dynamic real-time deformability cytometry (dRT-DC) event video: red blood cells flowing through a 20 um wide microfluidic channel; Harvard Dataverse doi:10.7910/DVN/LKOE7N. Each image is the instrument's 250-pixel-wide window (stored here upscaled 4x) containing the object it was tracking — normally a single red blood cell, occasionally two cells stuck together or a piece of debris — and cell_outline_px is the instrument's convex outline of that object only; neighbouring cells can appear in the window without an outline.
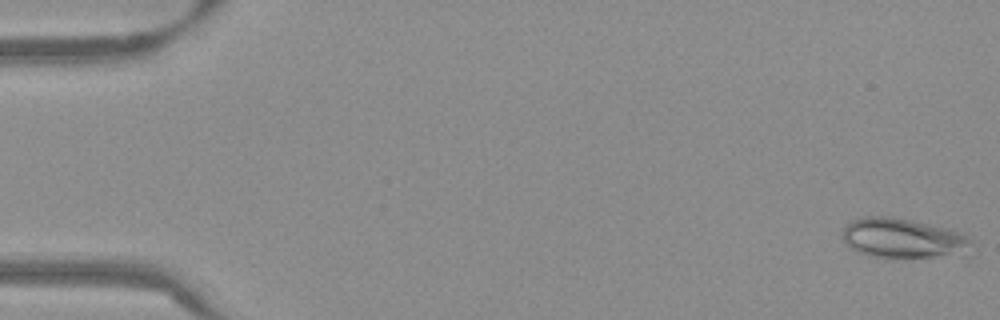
{"species": "Egyptian fruit bat (a non-hibernating species)", "species_latin": "Rousettus aegyptiacus", "temperature_condition": "warm", "stored_images_in_passage": 53, "camera_frame_rate_fps": 3000, "um_per_image_px": 0.085, "frame": {"image": 1, "passage_image": 1, "time_ms": 0.0, "image_size_px": [1000, 320], "cell_outline_px": [[972, 256], [872, 256], [856, 252], [848, 248], [844, 240], [844, 228], [852, 220], [868, 216], [892, 216], [912, 220], [948, 228], [964, 232], [972, 240]], "centroid_in_image_um": [76.88, 20.25], "position_along_channel_um": 8.1, "area_um2": 30.23}}
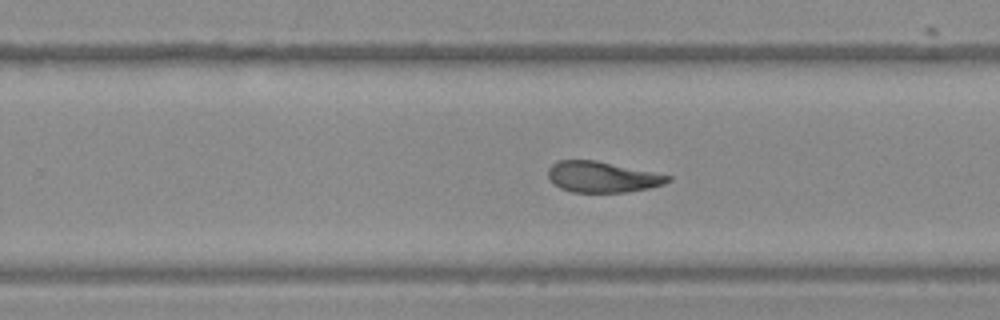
{"frame": {"image": 2, "passage_image": 34, "time_ms": 11.0, "image_size_px": [1000, 320], "cell_outline_px": [[672, 180], [664, 184], [648, 188], [628, 192], [572, 192], [560, 188], [548, 176], [548, 168], [556, 160], [596, 160], [672, 176]], "centroid_in_image_um": [51.2, 15.03], "position_along_channel_um": 278.6, "area_um2": 21.44}}
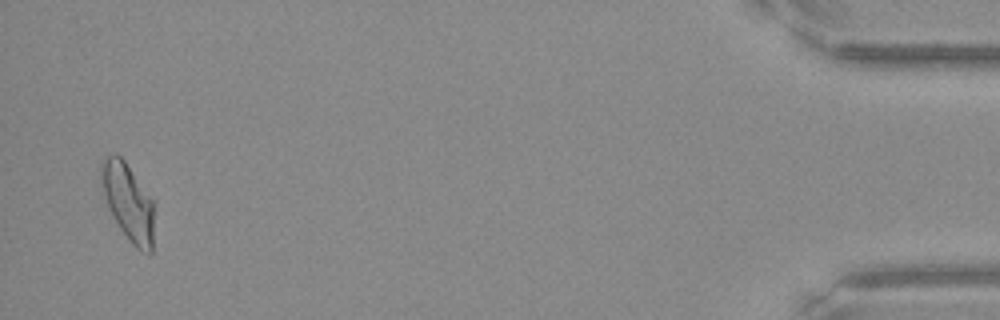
{"frame": {"image": 3, "passage_image": 52, "time_ms": 17.0, "image_size_px": [1000, 320], "cell_outline_px": [[152, 252], [140, 252], [132, 244], [120, 228], [112, 216], [100, 192], [100, 160], [108, 156], [120, 156], [124, 160], [152, 200]], "centroid_in_image_um": [10.81, 17.16], "position_along_channel_um": 424.4, "area_um2": 23.52}, "authors_computed_cell_mechanics": {"area_um2": 23.409, "velocity_mm_per_s": 3.8267, "shape_relaxation_time_tau1_ms": null, "shape_relaxation_time_tau2_ms": 2.7033, "deformation_change_tau1": null, "deformation_change_tau2": 0.0919}}